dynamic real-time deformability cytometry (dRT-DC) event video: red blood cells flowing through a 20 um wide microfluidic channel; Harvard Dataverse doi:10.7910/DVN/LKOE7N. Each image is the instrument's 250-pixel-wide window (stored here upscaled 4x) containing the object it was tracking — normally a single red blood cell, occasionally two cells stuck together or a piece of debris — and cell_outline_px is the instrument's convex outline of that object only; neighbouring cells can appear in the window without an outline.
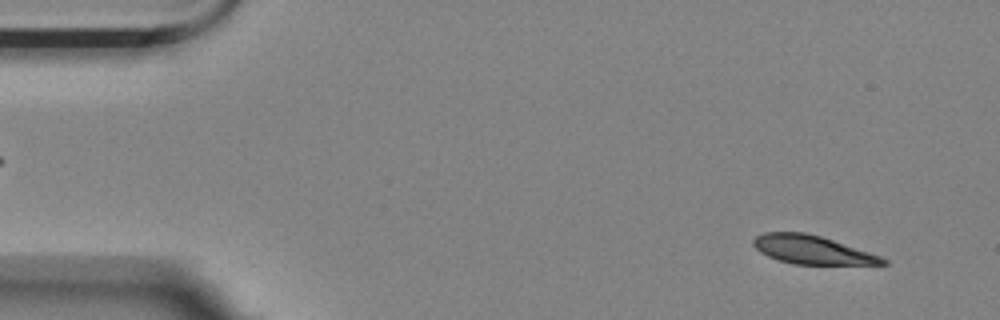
{"species": "Egyptian fruit bat (a non-hibernating species)", "species_latin": "Rousettus aegyptiacus", "temperature_condition": "room temperature", "stored_images_in_passage": 54, "camera_frame_rate_fps": 3000, "um_per_image_px": 0.085, "animal": {"sex": "female"}, "frame": {"image": 1, "passage_image": 2, "time_ms": 0.333, "image_size_px": [1000, 320], "cell_outline_px": [[888, 264], [792, 264], [768, 256], [760, 252], [752, 244], [752, 240], [756, 236], [764, 232], [804, 232], [820, 236], [880, 256], [888, 260]], "centroid_in_image_um": [68.98, 21.23], "position_along_channel_um": 16.0, "area_um2": 21.15}}
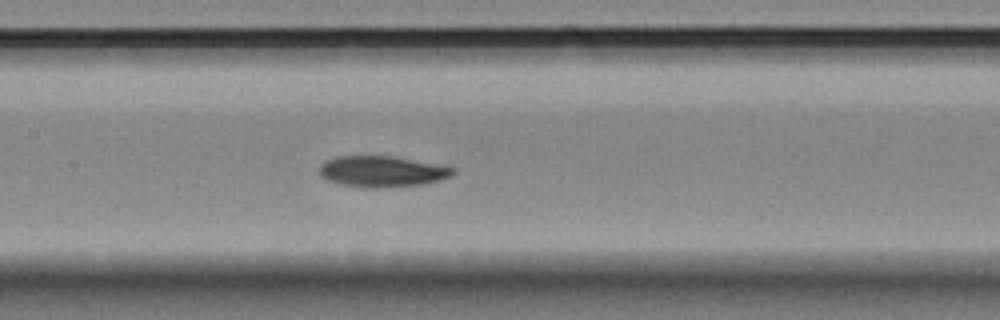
{"frame": {"image": 2, "passage_image": 24, "time_ms": 7.667, "image_size_px": [1000, 320], "cell_outline_px": [[456, 172], [452, 176], [424, 184], [380, 188], [372, 188], [340, 184], [328, 180], [320, 176], [320, 164], [336, 156], [392, 156], [456, 168]], "centroid_in_image_um": [32.47, 14.58], "position_along_channel_um": 174.9, "area_um2": 23.99}}
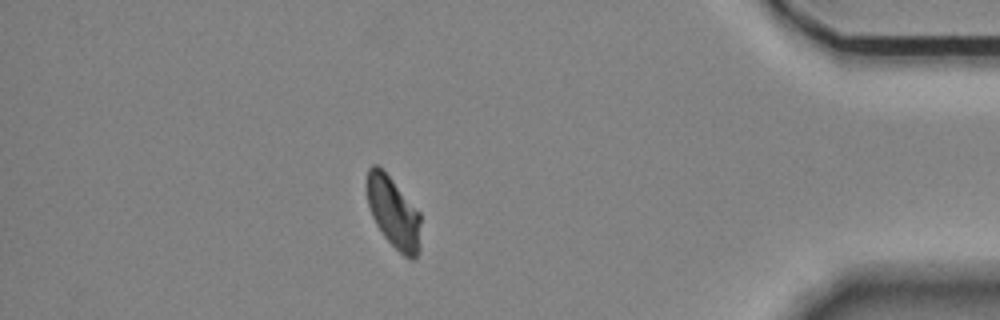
{"frame": {"image": 3, "passage_image": 47, "time_ms": 15.333, "image_size_px": [1000, 320], "cell_outline_px": [[420, 248], [416, 256], [412, 260], [404, 256], [384, 236], [376, 224], [372, 216], [368, 204], [364, 188], [364, 184], [368, 168], [372, 164], [376, 164], [392, 180], [420, 212]], "centroid_in_image_um": [33.41, 18.04], "position_along_channel_um": 401.8, "area_um2": 22.43}, "authors_computed_cell_mechanics": {"area_um2": 23.6113, "velocity_mm_per_s": 3.4967, "shape_relaxation_time_tau1_ms": 5.1465, "shape_relaxation_time_tau2_ms": null, "deformation_change_tau1": 0.1439, "deformation_change_tau2": null}}